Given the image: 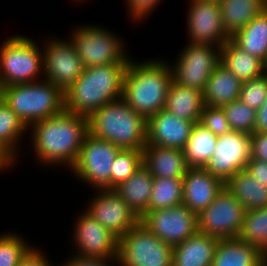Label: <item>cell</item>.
Instances as JSON below:
<instances>
[{
    "mask_svg": "<svg viewBox=\"0 0 267 266\" xmlns=\"http://www.w3.org/2000/svg\"><path fill=\"white\" fill-rule=\"evenodd\" d=\"M31 143L40 164L71 168L89 133L88 118L64 110L28 127Z\"/></svg>",
    "mask_w": 267,
    "mask_h": 266,
    "instance_id": "1",
    "label": "cell"
},
{
    "mask_svg": "<svg viewBox=\"0 0 267 266\" xmlns=\"http://www.w3.org/2000/svg\"><path fill=\"white\" fill-rule=\"evenodd\" d=\"M129 59L121 99L135 112L148 119L165 108L169 86L173 81L170 64L161 59L136 62ZM164 61V62H163Z\"/></svg>",
    "mask_w": 267,
    "mask_h": 266,
    "instance_id": "2",
    "label": "cell"
},
{
    "mask_svg": "<svg viewBox=\"0 0 267 266\" xmlns=\"http://www.w3.org/2000/svg\"><path fill=\"white\" fill-rule=\"evenodd\" d=\"M128 64H106L84 68L81 76L65 91V110L87 118L122 96Z\"/></svg>",
    "mask_w": 267,
    "mask_h": 266,
    "instance_id": "3",
    "label": "cell"
},
{
    "mask_svg": "<svg viewBox=\"0 0 267 266\" xmlns=\"http://www.w3.org/2000/svg\"><path fill=\"white\" fill-rule=\"evenodd\" d=\"M89 134L108 140L120 149H139L147 145V119L121 98L99 108L88 117Z\"/></svg>",
    "mask_w": 267,
    "mask_h": 266,
    "instance_id": "4",
    "label": "cell"
},
{
    "mask_svg": "<svg viewBox=\"0 0 267 266\" xmlns=\"http://www.w3.org/2000/svg\"><path fill=\"white\" fill-rule=\"evenodd\" d=\"M0 98L27 127L65 110L64 92L45 79L3 86Z\"/></svg>",
    "mask_w": 267,
    "mask_h": 266,
    "instance_id": "5",
    "label": "cell"
},
{
    "mask_svg": "<svg viewBox=\"0 0 267 266\" xmlns=\"http://www.w3.org/2000/svg\"><path fill=\"white\" fill-rule=\"evenodd\" d=\"M35 42L23 35L9 36L3 41L0 46V88L41 79L43 54Z\"/></svg>",
    "mask_w": 267,
    "mask_h": 266,
    "instance_id": "6",
    "label": "cell"
},
{
    "mask_svg": "<svg viewBox=\"0 0 267 266\" xmlns=\"http://www.w3.org/2000/svg\"><path fill=\"white\" fill-rule=\"evenodd\" d=\"M109 30L97 24H82L74 28L70 40L84 68L129 63L130 56L124 50L122 38Z\"/></svg>",
    "mask_w": 267,
    "mask_h": 266,
    "instance_id": "7",
    "label": "cell"
},
{
    "mask_svg": "<svg viewBox=\"0 0 267 266\" xmlns=\"http://www.w3.org/2000/svg\"><path fill=\"white\" fill-rule=\"evenodd\" d=\"M173 247L152 234L141 222L119 238L118 266H172Z\"/></svg>",
    "mask_w": 267,
    "mask_h": 266,
    "instance_id": "8",
    "label": "cell"
},
{
    "mask_svg": "<svg viewBox=\"0 0 267 266\" xmlns=\"http://www.w3.org/2000/svg\"><path fill=\"white\" fill-rule=\"evenodd\" d=\"M120 150L112 142L88 133L70 170L93 189H111V167Z\"/></svg>",
    "mask_w": 267,
    "mask_h": 266,
    "instance_id": "9",
    "label": "cell"
},
{
    "mask_svg": "<svg viewBox=\"0 0 267 266\" xmlns=\"http://www.w3.org/2000/svg\"><path fill=\"white\" fill-rule=\"evenodd\" d=\"M179 54L174 65L170 64L173 81L203 91L213 71L221 63V47L188 42Z\"/></svg>",
    "mask_w": 267,
    "mask_h": 266,
    "instance_id": "10",
    "label": "cell"
},
{
    "mask_svg": "<svg viewBox=\"0 0 267 266\" xmlns=\"http://www.w3.org/2000/svg\"><path fill=\"white\" fill-rule=\"evenodd\" d=\"M246 209L226 188L198 215V231L218 239L237 238Z\"/></svg>",
    "mask_w": 267,
    "mask_h": 266,
    "instance_id": "11",
    "label": "cell"
},
{
    "mask_svg": "<svg viewBox=\"0 0 267 266\" xmlns=\"http://www.w3.org/2000/svg\"><path fill=\"white\" fill-rule=\"evenodd\" d=\"M140 222L155 236L175 246L198 232V215L183 203L145 213Z\"/></svg>",
    "mask_w": 267,
    "mask_h": 266,
    "instance_id": "12",
    "label": "cell"
},
{
    "mask_svg": "<svg viewBox=\"0 0 267 266\" xmlns=\"http://www.w3.org/2000/svg\"><path fill=\"white\" fill-rule=\"evenodd\" d=\"M49 39L42 48L43 79L65 91L81 76L84 66L73 42L69 39Z\"/></svg>",
    "mask_w": 267,
    "mask_h": 266,
    "instance_id": "13",
    "label": "cell"
},
{
    "mask_svg": "<svg viewBox=\"0 0 267 266\" xmlns=\"http://www.w3.org/2000/svg\"><path fill=\"white\" fill-rule=\"evenodd\" d=\"M74 224L72 241L75 255L91 258L116 260L119 238L108 231L86 211L80 214Z\"/></svg>",
    "mask_w": 267,
    "mask_h": 266,
    "instance_id": "14",
    "label": "cell"
},
{
    "mask_svg": "<svg viewBox=\"0 0 267 266\" xmlns=\"http://www.w3.org/2000/svg\"><path fill=\"white\" fill-rule=\"evenodd\" d=\"M187 11V31L190 43L223 46L231 37L222 24L219 1L191 0Z\"/></svg>",
    "mask_w": 267,
    "mask_h": 266,
    "instance_id": "15",
    "label": "cell"
},
{
    "mask_svg": "<svg viewBox=\"0 0 267 266\" xmlns=\"http://www.w3.org/2000/svg\"><path fill=\"white\" fill-rule=\"evenodd\" d=\"M250 159V135L231 131L218 136L214 154L205 166V169L226 182L238 171L245 170V166Z\"/></svg>",
    "mask_w": 267,
    "mask_h": 266,
    "instance_id": "16",
    "label": "cell"
},
{
    "mask_svg": "<svg viewBox=\"0 0 267 266\" xmlns=\"http://www.w3.org/2000/svg\"><path fill=\"white\" fill-rule=\"evenodd\" d=\"M94 194L85 211L118 238L140 222V217L113 189H97Z\"/></svg>",
    "mask_w": 267,
    "mask_h": 266,
    "instance_id": "17",
    "label": "cell"
},
{
    "mask_svg": "<svg viewBox=\"0 0 267 266\" xmlns=\"http://www.w3.org/2000/svg\"><path fill=\"white\" fill-rule=\"evenodd\" d=\"M194 124L163 109L147 119V144L183 150Z\"/></svg>",
    "mask_w": 267,
    "mask_h": 266,
    "instance_id": "18",
    "label": "cell"
},
{
    "mask_svg": "<svg viewBox=\"0 0 267 266\" xmlns=\"http://www.w3.org/2000/svg\"><path fill=\"white\" fill-rule=\"evenodd\" d=\"M182 179V203L196 215L206 209L225 186L222 179L205 168H190Z\"/></svg>",
    "mask_w": 267,
    "mask_h": 266,
    "instance_id": "19",
    "label": "cell"
},
{
    "mask_svg": "<svg viewBox=\"0 0 267 266\" xmlns=\"http://www.w3.org/2000/svg\"><path fill=\"white\" fill-rule=\"evenodd\" d=\"M142 162L154 178H183L190 169L183 150L177 148L147 144L142 150Z\"/></svg>",
    "mask_w": 267,
    "mask_h": 266,
    "instance_id": "20",
    "label": "cell"
},
{
    "mask_svg": "<svg viewBox=\"0 0 267 266\" xmlns=\"http://www.w3.org/2000/svg\"><path fill=\"white\" fill-rule=\"evenodd\" d=\"M219 240L198 231L173 246L172 266H212Z\"/></svg>",
    "mask_w": 267,
    "mask_h": 266,
    "instance_id": "21",
    "label": "cell"
},
{
    "mask_svg": "<svg viewBox=\"0 0 267 266\" xmlns=\"http://www.w3.org/2000/svg\"><path fill=\"white\" fill-rule=\"evenodd\" d=\"M212 266H267V255L239 238L220 239Z\"/></svg>",
    "mask_w": 267,
    "mask_h": 266,
    "instance_id": "22",
    "label": "cell"
},
{
    "mask_svg": "<svg viewBox=\"0 0 267 266\" xmlns=\"http://www.w3.org/2000/svg\"><path fill=\"white\" fill-rule=\"evenodd\" d=\"M241 82L258 78L267 73V65L259 58L238 47L231 39L221 46V63Z\"/></svg>",
    "mask_w": 267,
    "mask_h": 266,
    "instance_id": "23",
    "label": "cell"
},
{
    "mask_svg": "<svg viewBox=\"0 0 267 266\" xmlns=\"http://www.w3.org/2000/svg\"><path fill=\"white\" fill-rule=\"evenodd\" d=\"M154 177L142 165L129 179L113 190L141 218L148 212Z\"/></svg>",
    "mask_w": 267,
    "mask_h": 266,
    "instance_id": "24",
    "label": "cell"
},
{
    "mask_svg": "<svg viewBox=\"0 0 267 266\" xmlns=\"http://www.w3.org/2000/svg\"><path fill=\"white\" fill-rule=\"evenodd\" d=\"M204 106L201 90L171 82L164 110L178 118L197 123Z\"/></svg>",
    "mask_w": 267,
    "mask_h": 266,
    "instance_id": "25",
    "label": "cell"
},
{
    "mask_svg": "<svg viewBox=\"0 0 267 266\" xmlns=\"http://www.w3.org/2000/svg\"><path fill=\"white\" fill-rule=\"evenodd\" d=\"M242 82L221 64L213 71L205 85V106L222 107L239 99Z\"/></svg>",
    "mask_w": 267,
    "mask_h": 266,
    "instance_id": "26",
    "label": "cell"
},
{
    "mask_svg": "<svg viewBox=\"0 0 267 266\" xmlns=\"http://www.w3.org/2000/svg\"><path fill=\"white\" fill-rule=\"evenodd\" d=\"M231 40L267 65V8L231 36Z\"/></svg>",
    "mask_w": 267,
    "mask_h": 266,
    "instance_id": "27",
    "label": "cell"
},
{
    "mask_svg": "<svg viewBox=\"0 0 267 266\" xmlns=\"http://www.w3.org/2000/svg\"><path fill=\"white\" fill-rule=\"evenodd\" d=\"M225 186L247 211L267 207V188L246 170L234 174Z\"/></svg>",
    "mask_w": 267,
    "mask_h": 266,
    "instance_id": "28",
    "label": "cell"
},
{
    "mask_svg": "<svg viewBox=\"0 0 267 266\" xmlns=\"http://www.w3.org/2000/svg\"><path fill=\"white\" fill-rule=\"evenodd\" d=\"M222 24L231 37L266 9V0H220Z\"/></svg>",
    "mask_w": 267,
    "mask_h": 266,
    "instance_id": "29",
    "label": "cell"
},
{
    "mask_svg": "<svg viewBox=\"0 0 267 266\" xmlns=\"http://www.w3.org/2000/svg\"><path fill=\"white\" fill-rule=\"evenodd\" d=\"M218 137L201 123L194 124L185 148L184 156L190 168H205L214 154Z\"/></svg>",
    "mask_w": 267,
    "mask_h": 266,
    "instance_id": "30",
    "label": "cell"
},
{
    "mask_svg": "<svg viewBox=\"0 0 267 266\" xmlns=\"http://www.w3.org/2000/svg\"><path fill=\"white\" fill-rule=\"evenodd\" d=\"M28 127L18 115L0 98V146L16 161L20 141ZM21 137V138H20ZM17 156V157H16Z\"/></svg>",
    "mask_w": 267,
    "mask_h": 266,
    "instance_id": "31",
    "label": "cell"
},
{
    "mask_svg": "<svg viewBox=\"0 0 267 266\" xmlns=\"http://www.w3.org/2000/svg\"><path fill=\"white\" fill-rule=\"evenodd\" d=\"M182 178H154L148 212L182 203Z\"/></svg>",
    "mask_w": 267,
    "mask_h": 266,
    "instance_id": "32",
    "label": "cell"
},
{
    "mask_svg": "<svg viewBox=\"0 0 267 266\" xmlns=\"http://www.w3.org/2000/svg\"><path fill=\"white\" fill-rule=\"evenodd\" d=\"M237 238L256 246L267 255V207L246 211Z\"/></svg>",
    "mask_w": 267,
    "mask_h": 266,
    "instance_id": "33",
    "label": "cell"
},
{
    "mask_svg": "<svg viewBox=\"0 0 267 266\" xmlns=\"http://www.w3.org/2000/svg\"><path fill=\"white\" fill-rule=\"evenodd\" d=\"M142 165V150L121 149L111 167V189L129 179Z\"/></svg>",
    "mask_w": 267,
    "mask_h": 266,
    "instance_id": "34",
    "label": "cell"
},
{
    "mask_svg": "<svg viewBox=\"0 0 267 266\" xmlns=\"http://www.w3.org/2000/svg\"><path fill=\"white\" fill-rule=\"evenodd\" d=\"M224 115L232 131L252 134L255 127L256 110L240 100L222 106Z\"/></svg>",
    "mask_w": 267,
    "mask_h": 266,
    "instance_id": "35",
    "label": "cell"
},
{
    "mask_svg": "<svg viewBox=\"0 0 267 266\" xmlns=\"http://www.w3.org/2000/svg\"><path fill=\"white\" fill-rule=\"evenodd\" d=\"M23 236L12 232L0 235V266H18L25 254L33 247Z\"/></svg>",
    "mask_w": 267,
    "mask_h": 266,
    "instance_id": "36",
    "label": "cell"
},
{
    "mask_svg": "<svg viewBox=\"0 0 267 266\" xmlns=\"http://www.w3.org/2000/svg\"><path fill=\"white\" fill-rule=\"evenodd\" d=\"M267 99V73L264 75L242 82L239 99L255 110L259 109Z\"/></svg>",
    "mask_w": 267,
    "mask_h": 266,
    "instance_id": "37",
    "label": "cell"
},
{
    "mask_svg": "<svg viewBox=\"0 0 267 266\" xmlns=\"http://www.w3.org/2000/svg\"><path fill=\"white\" fill-rule=\"evenodd\" d=\"M199 123L217 137L232 131L222 107L204 106Z\"/></svg>",
    "mask_w": 267,
    "mask_h": 266,
    "instance_id": "38",
    "label": "cell"
},
{
    "mask_svg": "<svg viewBox=\"0 0 267 266\" xmlns=\"http://www.w3.org/2000/svg\"><path fill=\"white\" fill-rule=\"evenodd\" d=\"M161 0H126L129 17L135 22H141L154 11Z\"/></svg>",
    "mask_w": 267,
    "mask_h": 266,
    "instance_id": "39",
    "label": "cell"
},
{
    "mask_svg": "<svg viewBox=\"0 0 267 266\" xmlns=\"http://www.w3.org/2000/svg\"><path fill=\"white\" fill-rule=\"evenodd\" d=\"M251 159L267 162V133L253 132L250 134Z\"/></svg>",
    "mask_w": 267,
    "mask_h": 266,
    "instance_id": "40",
    "label": "cell"
},
{
    "mask_svg": "<svg viewBox=\"0 0 267 266\" xmlns=\"http://www.w3.org/2000/svg\"><path fill=\"white\" fill-rule=\"evenodd\" d=\"M71 256L67 259V261H64L65 263L59 266H113V265H116V260L82 257V256H78L75 254H72ZM112 261H114L115 264ZM110 262H112V264Z\"/></svg>",
    "mask_w": 267,
    "mask_h": 266,
    "instance_id": "41",
    "label": "cell"
},
{
    "mask_svg": "<svg viewBox=\"0 0 267 266\" xmlns=\"http://www.w3.org/2000/svg\"><path fill=\"white\" fill-rule=\"evenodd\" d=\"M33 246L18 263V266H54L45 253ZM49 260V261H48Z\"/></svg>",
    "mask_w": 267,
    "mask_h": 266,
    "instance_id": "42",
    "label": "cell"
},
{
    "mask_svg": "<svg viewBox=\"0 0 267 266\" xmlns=\"http://www.w3.org/2000/svg\"><path fill=\"white\" fill-rule=\"evenodd\" d=\"M245 170L250 174L254 179H256L261 184L265 185L267 188V162L250 159Z\"/></svg>",
    "mask_w": 267,
    "mask_h": 266,
    "instance_id": "43",
    "label": "cell"
},
{
    "mask_svg": "<svg viewBox=\"0 0 267 266\" xmlns=\"http://www.w3.org/2000/svg\"><path fill=\"white\" fill-rule=\"evenodd\" d=\"M254 132L267 133V99L262 106L256 110Z\"/></svg>",
    "mask_w": 267,
    "mask_h": 266,
    "instance_id": "44",
    "label": "cell"
},
{
    "mask_svg": "<svg viewBox=\"0 0 267 266\" xmlns=\"http://www.w3.org/2000/svg\"><path fill=\"white\" fill-rule=\"evenodd\" d=\"M14 163H17L1 146H0V170L4 172L5 169L12 168ZM0 171V172H1Z\"/></svg>",
    "mask_w": 267,
    "mask_h": 266,
    "instance_id": "45",
    "label": "cell"
}]
</instances>
